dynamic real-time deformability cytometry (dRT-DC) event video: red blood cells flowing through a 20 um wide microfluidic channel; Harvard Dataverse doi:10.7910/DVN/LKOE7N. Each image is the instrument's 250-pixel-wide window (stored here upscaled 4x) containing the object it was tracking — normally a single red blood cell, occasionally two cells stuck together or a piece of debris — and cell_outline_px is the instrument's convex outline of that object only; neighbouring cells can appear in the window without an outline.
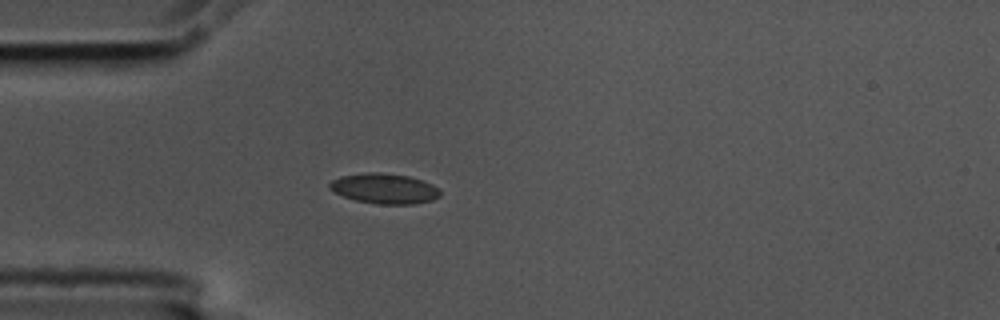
{"species": "common noctule bat (a hibernating species)", "species_latin": "Nyctalus noctula", "temperature_condition": "cold", "stored_images_in_passage": 1, "camera_frame_rate_fps": 3000, "um_per_image_px": 0.085, "animal": {"sex": "male", "body_mass_g": 17.5, "forearm_length_mm": 52.3}, "frame": {"image": 1, "passage_image": 1, "time_ms": 0.0, "image_size_px": [1000, 320], "cell_outline_px": [[440, 196], [432, 200], [412, 204], [376, 204], [356, 200], [344, 196], [328, 188], [328, 184], [332, 180], [340, 176], [368, 172], [380, 172], [408, 176], [432, 184], [440, 192]], "centroid_in_image_um": [32.65, 16.02], "position_along_channel_um": 52.4, "area_um2": 19.31}}